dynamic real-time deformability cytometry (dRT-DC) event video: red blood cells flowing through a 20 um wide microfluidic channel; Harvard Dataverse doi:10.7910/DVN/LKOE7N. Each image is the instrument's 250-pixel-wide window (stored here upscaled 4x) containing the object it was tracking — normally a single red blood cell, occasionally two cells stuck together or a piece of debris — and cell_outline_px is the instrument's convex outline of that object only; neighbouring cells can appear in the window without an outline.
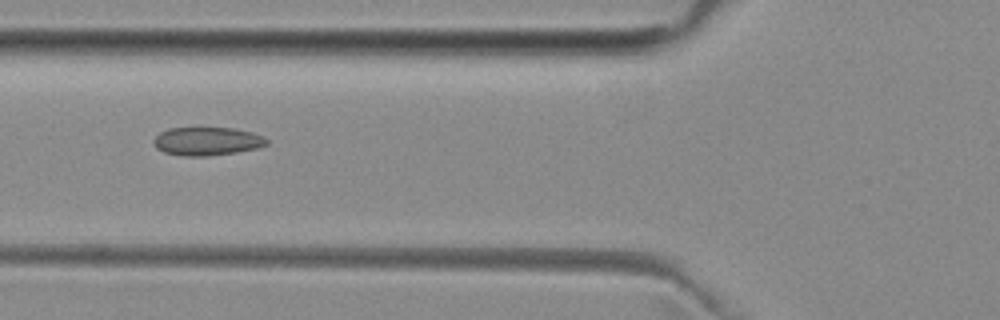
{"species": "common noctule bat (a hibernating species)", "species_latin": "Nyctalus noctula", "temperature_condition": "room temperature", "stored_images_in_passage": 5, "camera_frame_rate_fps": 3000, "um_per_image_px": 0.085, "animal": {"sex": "female", "body_mass_g": 29.2, "forearm_length_mm": 56.3}, "frame": {"image": 1, "passage_image": 5, "time_ms": 5.0, "image_size_px": [1000, 320], "cell_outline_px": [[268, 144], [260, 148], [236, 152], [208, 156], [180, 156], [164, 152], [156, 148], [152, 140], [160, 132], [168, 128], [232, 128], [252, 132], [264, 136], [268, 140]], "centroid_in_image_um": [17.61, 12.01], "position_along_channel_um": 108.2, "area_um2": 18.84}}